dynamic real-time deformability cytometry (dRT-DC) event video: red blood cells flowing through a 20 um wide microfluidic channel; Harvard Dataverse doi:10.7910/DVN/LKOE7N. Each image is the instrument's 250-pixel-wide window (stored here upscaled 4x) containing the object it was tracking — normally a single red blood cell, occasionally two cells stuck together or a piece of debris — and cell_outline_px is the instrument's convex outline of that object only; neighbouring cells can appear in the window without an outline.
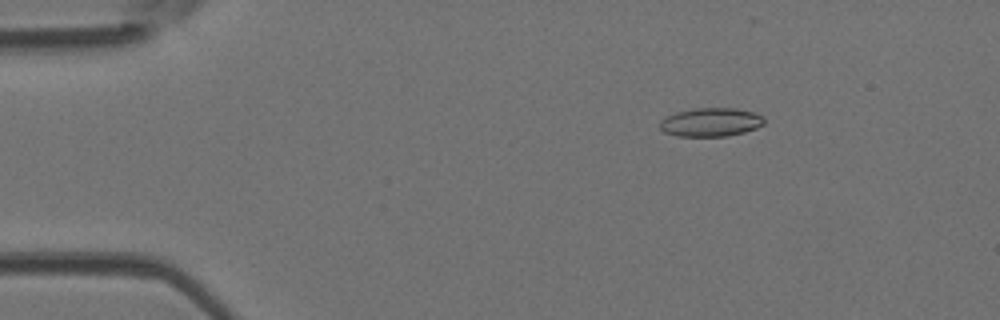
{"species": "Egyptian fruit bat (a non-hibernating species)", "species_latin": "Rousettus aegyptiacus", "temperature_condition": "room temperature", "stored_images_in_passage": 42, "camera_frame_rate_fps": 3000, "um_per_image_px": 0.085, "animal": {"sex": "female"}, "frame": {"image": 1, "passage_image": 8, "time_ms": 2.333, "image_size_px": [1000, 320], "cell_outline_px": [[764, 124], [756, 128], [744, 132], [728, 136], [676, 136], [664, 132], [660, 128], [660, 120], [664, 116], [676, 112], [696, 108], [736, 108], [756, 112], [764, 116]], "centroid_in_image_um": [60.42, 10.38], "position_along_channel_um": 24.6, "area_um2": 17.63}}
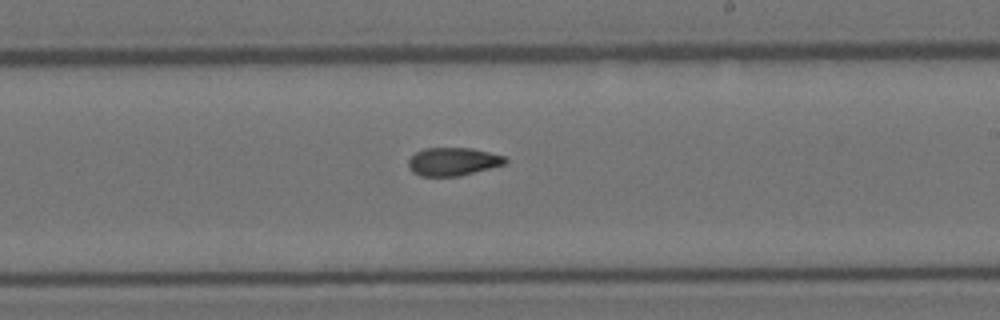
{"frame": {"image": 2, "passage_image": 29, "time_ms": 9.333, "image_size_px": [1000, 320], "cell_outline_px": [[508, 160], [504, 164], [460, 176], [420, 176], [412, 172], [408, 168], [408, 160], [416, 152], [424, 148], [472, 148], [504, 156]], "centroid_in_image_um": [38.47, 13.74], "position_along_channel_um": 250.5, "area_um2": 15.84}}
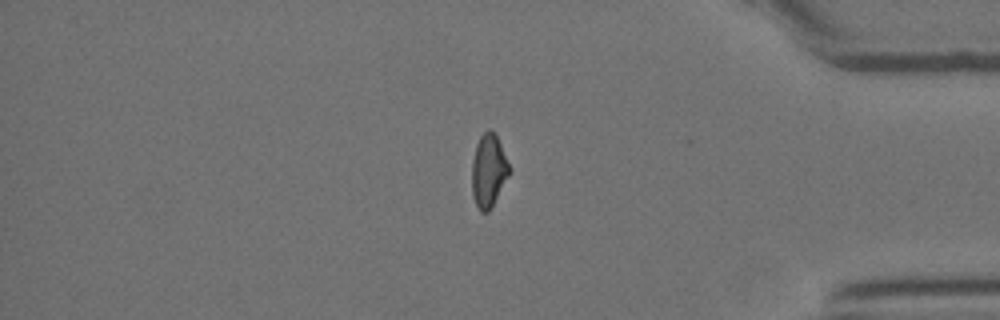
{"frame": {"image": 3, "passage_image": 41, "time_ms": 13.333, "image_size_px": [1000, 320], "cell_outline_px": [[512, 172], [488, 212], [480, 212], [472, 196], [472, 160], [476, 144], [480, 136], [488, 128], [496, 132], [512, 168]], "centroid_in_image_um": [41.56, 14.47], "position_along_channel_um": 393.6, "area_um2": 16.42}, "authors_computed_cell_mechanics": {"area_um2": 16.6753, "velocity_mm_per_s": 4.2333, "shape_relaxation_time_tau1_ms": null, "shape_relaxation_time_tau2_ms": 2.8075, "deformation_change_tau1": null, "deformation_change_tau2": 0.0855}}